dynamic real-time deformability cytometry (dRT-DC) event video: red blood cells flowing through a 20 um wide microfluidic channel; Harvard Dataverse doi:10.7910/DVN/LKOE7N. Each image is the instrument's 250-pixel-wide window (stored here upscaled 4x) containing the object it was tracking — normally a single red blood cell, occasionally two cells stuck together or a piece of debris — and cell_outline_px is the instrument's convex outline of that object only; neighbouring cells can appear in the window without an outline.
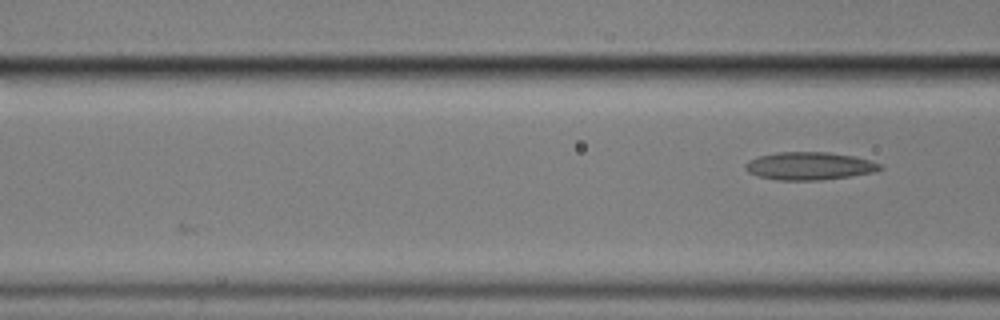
{"species": "common noctule bat (a hibernating species)", "species_latin": "Nyctalus noctula", "temperature_condition": "cold", "stored_images_in_passage": 5, "camera_frame_rate_fps": 3000, "um_per_image_px": 0.085, "animal": {"sex": "male", "body_mass_g": 17.9}, "frame": {"image": 1, "passage_image": 5, "time_ms": 4.667, "image_size_px": [1000, 320], "cell_outline_px": [[884, 168], [876, 172], [852, 176], [820, 180], [776, 180], [756, 176], [748, 172], [744, 168], [744, 164], [748, 160], [760, 156], [776, 152], [828, 152], [856, 156], [880, 164]], "centroid_in_image_um": [68.79, 14.11], "position_along_channel_um": 97.8, "area_um2": 22.08}}